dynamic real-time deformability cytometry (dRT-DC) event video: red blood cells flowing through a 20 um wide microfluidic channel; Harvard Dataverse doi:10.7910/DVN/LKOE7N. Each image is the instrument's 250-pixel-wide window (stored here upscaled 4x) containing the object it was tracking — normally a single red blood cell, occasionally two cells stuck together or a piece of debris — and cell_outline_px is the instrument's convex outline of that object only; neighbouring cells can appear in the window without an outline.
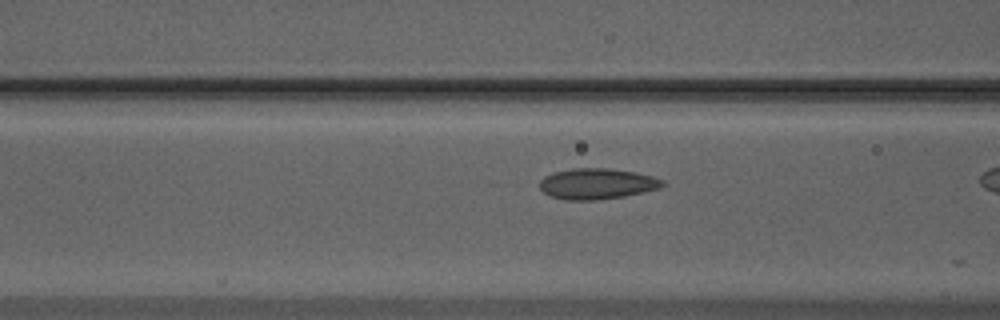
{"species": "Egyptian fruit bat (a non-hibernating species)", "species_latin": "Rousettus aegyptiacus", "temperature_condition": "warm", "stored_images_in_passage": 8, "camera_frame_rate_fps": 3000, "um_per_image_px": 0.085, "animal": {"sex": "male"}, "frame": {"image": 1, "passage_image": 6, "time_ms": 1.667, "image_size_px": [1000, 320], "cell_outline_px": [[668, 184], [660, 188], [644, 192], [624, 196], [596, 200], [564, 200], [548, 196], [540, 188], [540, 180], [544, 176], [556, 172], [572, 168], [608, 168], [636, 172], [652, 176], [664, 180]], "centroid_in_image_um": [50.77, 15.62], "position_along_channel_um": 115.8, "area_um2": 22.25}}